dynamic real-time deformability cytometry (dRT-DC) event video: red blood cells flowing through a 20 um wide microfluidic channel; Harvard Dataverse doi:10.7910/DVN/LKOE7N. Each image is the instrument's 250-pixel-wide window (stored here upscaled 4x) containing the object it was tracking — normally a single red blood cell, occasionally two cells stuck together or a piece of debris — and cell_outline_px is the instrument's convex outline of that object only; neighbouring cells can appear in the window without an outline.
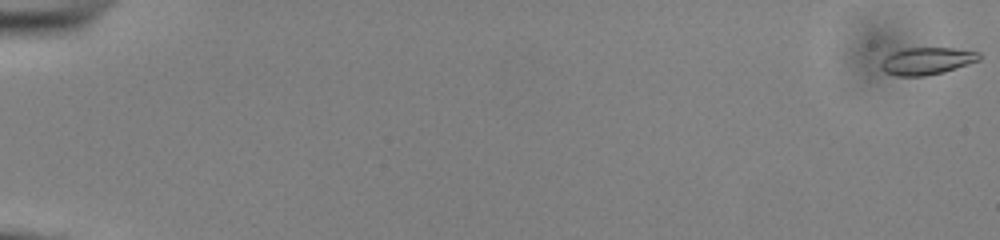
{"species": "common noctule bat (a hibernating species)", "species_latin": "Nyctalus noctula", "temperature_condition": "cold", "stored_images_in_passage": 55, "camera_frame_rate_fps": 3000, "um_per_image_px": 0.085, "animal": {"sex": "male", "body_mass_g": 13.0, "forearm_length_mm": 53.1}, "frame": {"image": 1, "passage_image": 1, "time_ms": 0.0, "image_size_px": [1000, 240], "cell_outline_px": [[980, 60], [944, 72], [924, 76], [896, 76], [884, 72], [880, 68], [868, 48], [868, 44], [880, 40], [956, 48], [980, 52]], "centroid_in_image_um": [78.11, 4.95], "position_along_channel_um": 6.9, "area_um2": 20.23}}
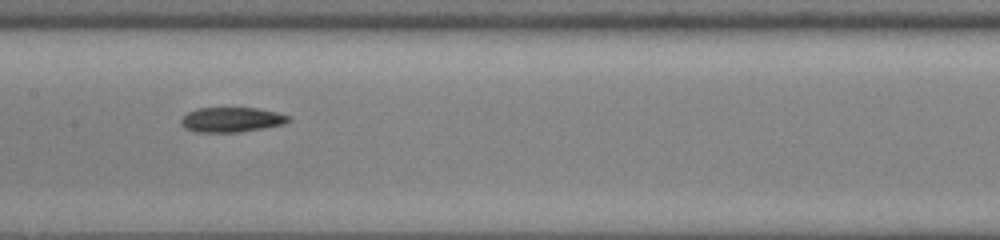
{"frame": {"image": 2, "passage_image": 30, "time_ms": 9.667, "image_size_px": [1000, 240], "cell_outline_px": [[292, 120], [284, 124], [264, 128], [236, 132], [196, 132], [184, 128], [180, 124], [180, 120], [188, 112], [196, 108], [256, 108], [276, 112], [292, 116]], "centroid_in_image_um": [19.69, 10.17], "position_along_channel_um": 187.7, "area_um2": 15.66}}
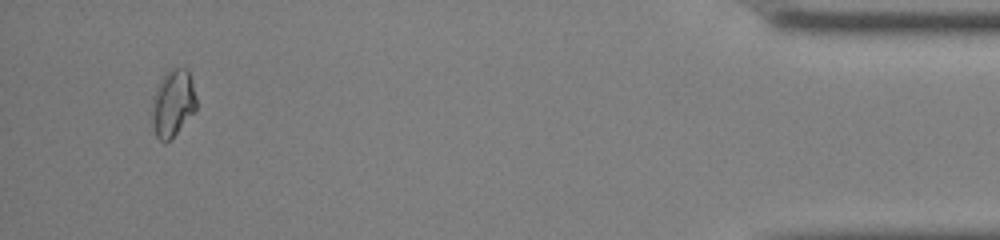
{"frame": {"image": 3, "passage_image": 53, "time_ms": 17.333, "image_size_px": [1000, 240], "cell_outline_px": [[196, 112], [168, 140], [160, 140], [156, 136], [152, 124], [152, 100], [156, 88], [160, 80], [172, 68], [188, 68], [196, 96]], "centroid_in_image_um": [14.71, 8.75], "position_along_channel_um": 420.5, "area_um2": 17.17}}